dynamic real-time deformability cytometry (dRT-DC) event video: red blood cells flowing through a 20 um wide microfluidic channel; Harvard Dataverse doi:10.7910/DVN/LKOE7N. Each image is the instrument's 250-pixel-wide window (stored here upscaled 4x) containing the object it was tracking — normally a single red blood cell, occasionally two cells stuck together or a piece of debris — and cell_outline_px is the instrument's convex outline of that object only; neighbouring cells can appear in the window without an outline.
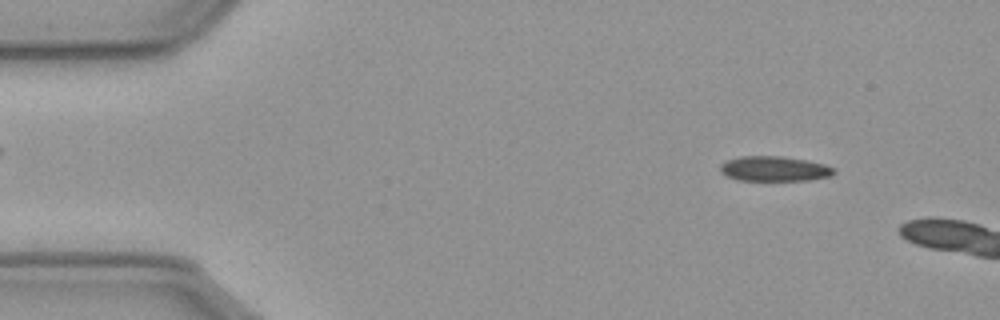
{"species": "common noctule bat (a hibernating species)", "species_latin": "Nyctalus noctula", "temperature_condition": "cold", "stored_images_in_passage": 14, "camera_frame_rate_fps": 3000, "um_per_image_px": 0.085, "animal": {"sex": "male", "body_mass_g": 23.1, "forearm_length_mm": 52.7}, "frame": {"image": 1, "passage_image": 7, "time_ms": 2.0, "image_size_px": [1000, 320], "cell_outline_px": [[836, 172], [832, 176], [808, 180], [736, 180], [720, 172], [720, 164], [728, 160], [740, 156], [780, 156], [804, 160], [824, 164], [832, 168]], "centroid_in_image_um": [65.8, 14.35], "position_along_channel_um": 19.2, "area_um2": 16.42}}